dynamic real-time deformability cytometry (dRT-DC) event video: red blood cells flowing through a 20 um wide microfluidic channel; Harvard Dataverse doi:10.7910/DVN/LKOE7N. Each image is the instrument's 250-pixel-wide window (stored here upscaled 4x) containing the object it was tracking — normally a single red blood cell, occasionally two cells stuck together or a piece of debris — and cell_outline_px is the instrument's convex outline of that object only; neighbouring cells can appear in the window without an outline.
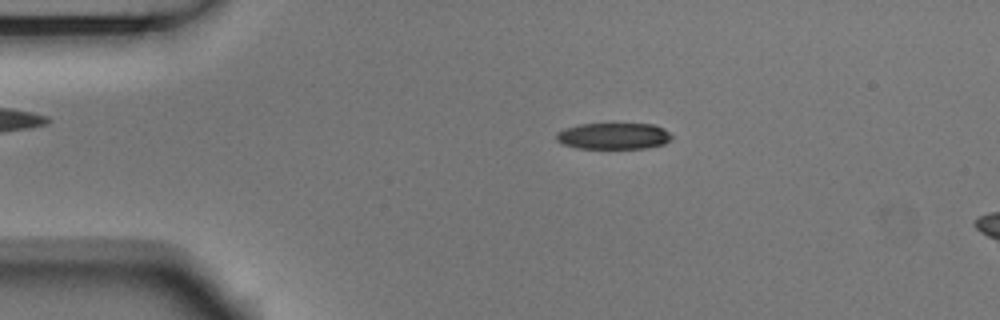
{"species": "Egyptian fruit bat (a non-hibernating species)", "species_latin": "Rousettus aegyptiacus", "temperature_condition": "room temperature", "stored_images_in_passage": 4, "camera_frame_rate_fps": 3000, "um_per_image_px": 0.085, "animal": {"sex": "male"}, "frame": {"image": 1, "passage_image": 2, "time_ms": 0.333, "image_size_px": [1000, 320], "cell_outline_px": [[672, 136], [664, 144], [644, 148], [576, 148], [564, 144], [556, 140], [556, 132], [564, 128], [580, 124], [652, 124], [664, 128]], "centroid_in_image_um": [52.12, 11.56], "position_along_channel_um": 32.9, "area_um2": 17.63}}